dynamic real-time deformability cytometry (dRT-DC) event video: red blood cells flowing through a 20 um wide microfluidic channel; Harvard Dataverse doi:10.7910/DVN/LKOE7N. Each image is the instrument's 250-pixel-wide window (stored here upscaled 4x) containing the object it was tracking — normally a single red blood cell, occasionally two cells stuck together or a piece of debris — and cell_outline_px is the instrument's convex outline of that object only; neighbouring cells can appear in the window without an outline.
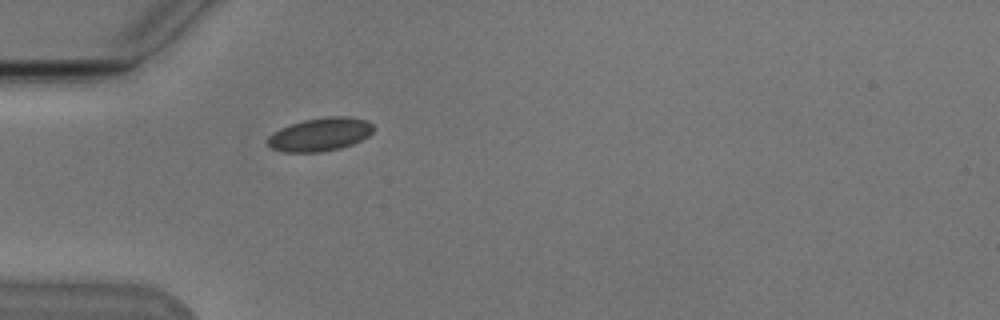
{"species": "Egyptian fruit bat (a non-hibernating species)", "species_latin": "Rousettus aegyptiacus", "temperature_condition": "cold", "stored_images_in_passage": 1, "camera_frame_rate_fps": 3000, "um_per_image_px": 0.085, "animal": {"sex": "male"}, "frame": {"image": 1, "passage_image": 1, "time_ms": 0.0, "image_size_px": [1000, 320], "cell_outline_px": [[372, 132], [368, 136], [352, 144], [340, 148], [320, 152], [284, 152], [272, 148], [268, 144], [268, 136], [280, 128], [304, 120], [328, 116], [348, 116], [368, 120], [372, 124]], "centroid_in_image_um": [27.22, 11.42], "position_along_channel_um": 57.8, "area_um2": 20.4}}